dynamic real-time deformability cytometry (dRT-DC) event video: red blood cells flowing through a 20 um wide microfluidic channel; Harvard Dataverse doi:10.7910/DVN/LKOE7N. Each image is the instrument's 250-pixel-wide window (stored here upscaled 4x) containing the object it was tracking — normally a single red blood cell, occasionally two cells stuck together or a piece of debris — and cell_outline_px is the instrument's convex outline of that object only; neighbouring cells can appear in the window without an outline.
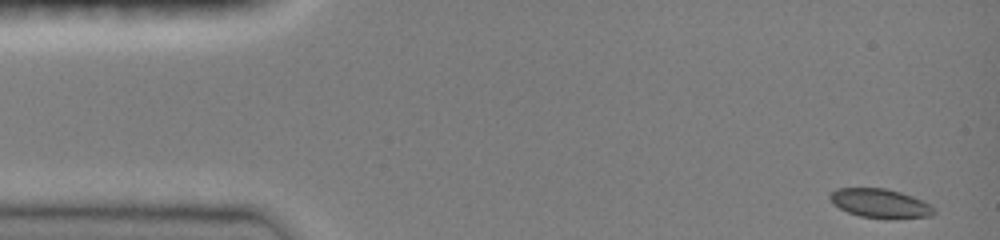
{"species": "common noctule bat (a hibernating species)", "species_latin": "Nyctalus noctula", "temperature_condition": "room temperature", "stored_images_in_passage": 44, "camera_frame_rate_fps": 3000, "um_per_image_px": 0.085, "animal": {"sex": "female", "body_mass_g": 19.0, "forearm_length_mm": 51.5}, "frame": {"image": 1, "passage_image": 1, "time_ms": 0.0, "image_size_px": [1000, 240], "cell_outline_px": [[936, 212], [932, 216], [888, 220], [860, 216], [848, 212], [832, 204], [828, 196], [836, 188], [884, 188], [900, 192], [912, 196], [928, 204]], "centroid_in_image_um": [74.79, 17.3], "position_along_channel_um": 10.2, "area_um2": 17.74}}
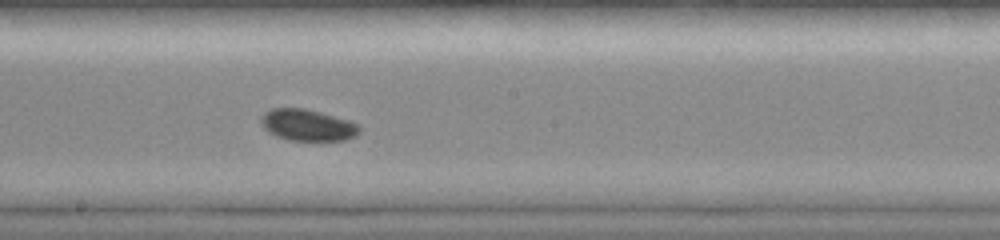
{"frame": {"image": 2, "passage_image": 25, "time_ms": 8.0, "image_size_px": [1000, 240], "cell_outline_px": [[360, 132], [356, 136], [344, 140], [288, 140], [276, 136], [268, 132], [260, 124], [260, 116], [264, 112], [272, 108], [304, 108], [320, 112], [348, 120], [356, 124], [360, 128]], "centroid_in_image_um": [26.09, 10.63], "position_along_channel_um": 222.1, "area_um2": 18.09}}
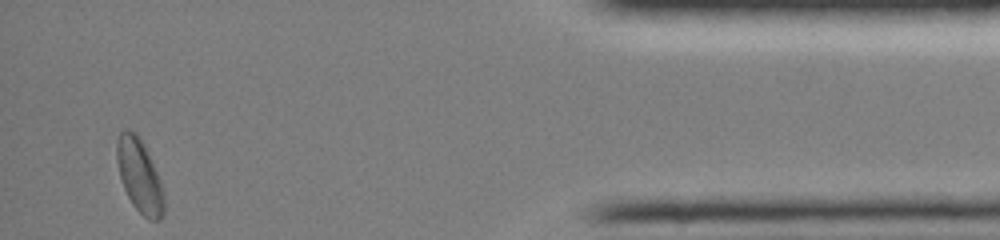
{"frame": {"image": 3, "passage_image": 44, "time_ms": 14.333, "image_size_px": [1000, 240], "cell_outline_px": [[164, 216], [160, 220], [148, 220], [132, 204], [124, 188], [120, 176], [116, 160], [116, 144], [120, 132], [128, 128], [136, 132], [144, 144], [152, 160], [160, 180], [164, 196]], "centroid_in_image_um": [11.86, 14.93], "position_along_channel_um": 423.3, "area_um2": 20.29}, "authors_computed_cell_mechanics": {"area_um2": 17.6868, "velocity_mm_per_s": 4.003, "shape_relaxation_time_tau1_ms": 4.5432, "shape_relaxation_time_tau2_ms": null, "deformation_change_tau1": 0.0584, "deformation_change_tau2": null}}